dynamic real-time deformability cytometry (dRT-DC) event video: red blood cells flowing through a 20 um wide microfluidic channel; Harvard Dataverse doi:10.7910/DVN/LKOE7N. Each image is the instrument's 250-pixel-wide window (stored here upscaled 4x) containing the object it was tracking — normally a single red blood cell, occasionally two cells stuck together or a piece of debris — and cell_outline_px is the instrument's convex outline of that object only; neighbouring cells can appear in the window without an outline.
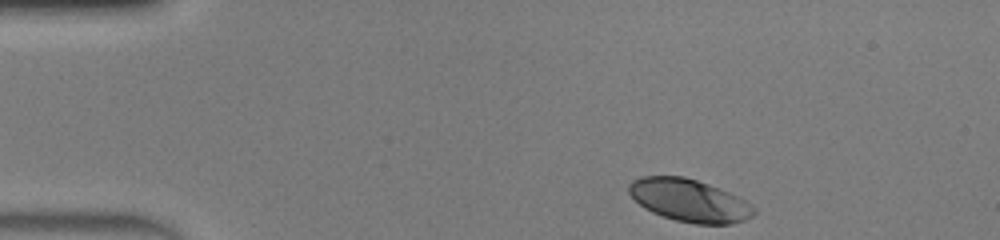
{"species": "human", "species_latin": "Homo sapiens", "temperature_condition": "warm", "stored_images_in_passage": 42, "camera_frame_rate_fps": 3000, "um_per_image_px": 0.085, "donor": {"sex": "male"}, "frame": {"image": 1, "passage_image": 1, "time_ms": 0.0, "image_size_px": [1000, 240], "cell_outline_px": [[756, 212], [752, 216], [744, 220], [732, 224], [696, 224], [676, 220], [652, 212], [644, 208], [628, 192], [628, 184], [632, 180], [640, 176], [684, 176], [708, 184], [728, 192], [744, 200], [756, 208]], "centroid_in_image_um": [58.58, 17.03], "position_along_channel_um": 26.4, "area_um2": 30.87}}
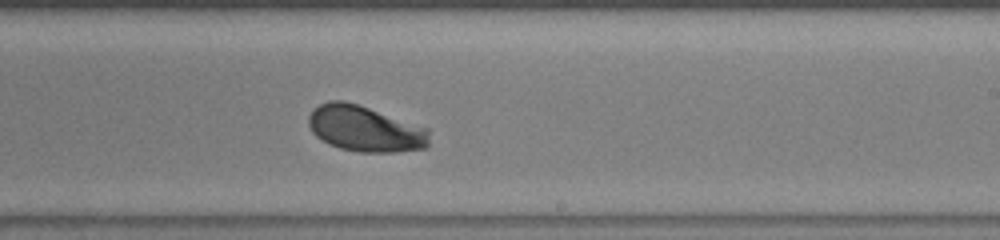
{"frame": {"image": 2, "passage_image": 23, "time_ms": 7.333, "image_size_px": [1000, 240], "cell_outline_px": [[428, 148], [396, 152], [360, 152], [340, 148], [328, 144], [316, 136], [312, 132], [308, 124], [308, 116], [312, 108], [328, 100], [344, 100], [428, 128]], "centroid_in_image_um": [30.99, 10.95], "position_along_channel_um": 258.0, "area_um2": 32.25}}
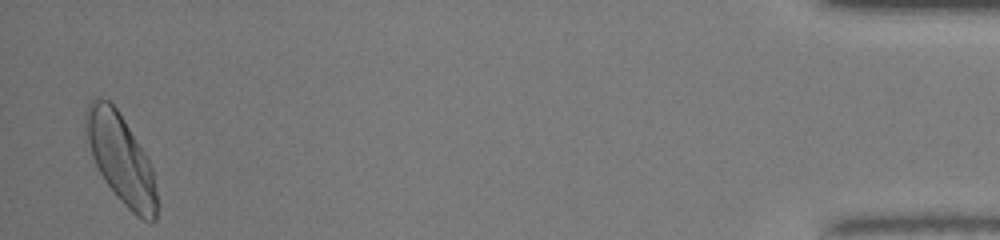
{"frame": {"image": 3, "passage_image": 41, "time_ms": 13.333, "image_size_px": [1000, 240], "cell_outline_px": [[160, 204], [156, 220], [152, 224], [136, 216], [116, 196], [104, 180], [92, 156], [84, 128], [84, 116], [88, 104], [92, 100], [108, 100], [116, 108], [124, 120], [144, 152], [152, 168]], "centroid_in_image_um": [10.31, 13.58], "position_along_channel_um": 424.9, "area_um2": 36.88}, "authors_computed_cell_mechanics": {"area_um2": 31.8478, "velocity_mm_per_s": 4.2111, "shape_relaxation_time_tau1_ms": 1.8465, "shape_relaxation_time_tau2_ms": null, "deformation_change_tau1": 0.1356, "deformation_change_tau2": null}}